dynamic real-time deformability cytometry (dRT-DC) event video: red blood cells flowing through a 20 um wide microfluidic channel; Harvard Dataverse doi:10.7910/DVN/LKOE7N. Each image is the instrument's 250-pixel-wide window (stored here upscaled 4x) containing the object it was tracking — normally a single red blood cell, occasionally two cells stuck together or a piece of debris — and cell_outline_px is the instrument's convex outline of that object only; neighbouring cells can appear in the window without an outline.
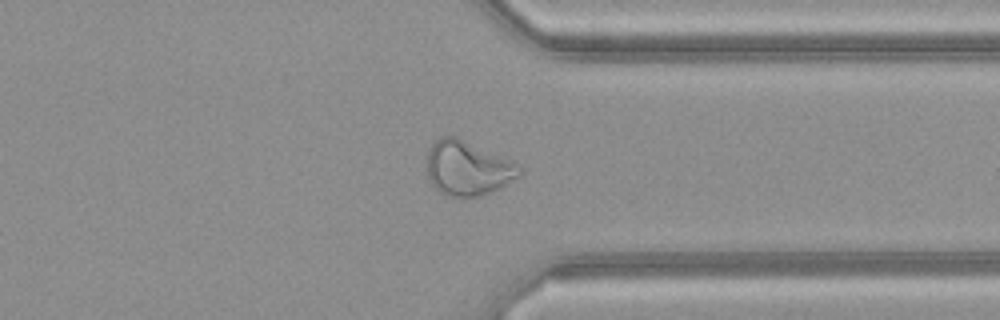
{"species": "common noctule bat (a hibernating species)", "species_latin": "Nyctalus noctula", "temperature_condition": "warm", "stored_images_in_passage": 42, "camera_frame_rate_fps": 3000, "um_per_image_px": 0.085, "animal": {"sex": "female", "body_mass_g": 21.9}, "frame": {"image": 1, "passage_image": 31, "time_ms": 10.0, "image_size_px": [1000, 320], "cell_outline_px": [[520, 176], [500, 188], [480, 196], [448, 196], [440, 192], [432, 184], [428, 176], [428, 152], [432, 144], [440, 136], [456, 136], [508, 160], [520, 168]], "centroid_in_image_um": [39.72, 14.3], "position_along_channel_um": 371.7, "area_um2": 28.73}}
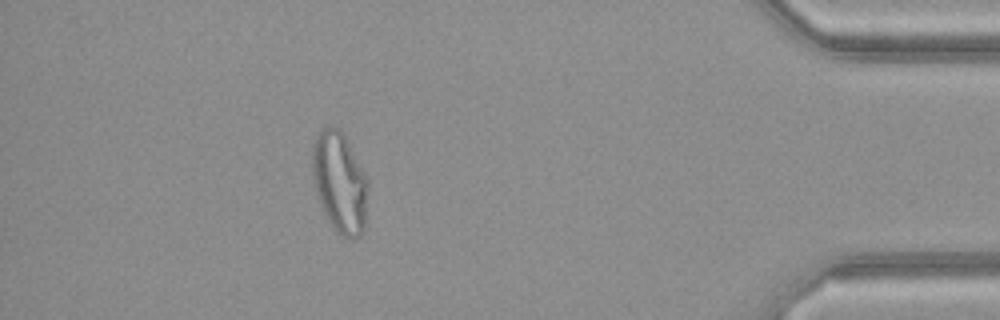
{"frame": {"image": 2, "passage_image": 37, "time_ms": 12.0, "image_size_px": [1000, 320], "cell_outline_px": [[368, 184], [364, 228], [360, 236], [352, 240], [336, 232], [332, 228], [320, 204], [316, 192], [312, 176], [312, 144], [316, 136], [324, 128], [340, 128], [344, 132], [368, 180]], "centroid_in_image_um": [28.87, 15.51], "position_along_channel_um": 406.3, "area_um2": 32.83}, "authors_computed_cell_mechanics": {"area_um2": 29.6803, "velocity_mm_per_s": 4.1872, "shape_relaxation_time_tau1_ms": null, "shape_relaxation_time_tau2_ms": 1.1342, "deformation_change_tau1": null, "deformation_change_tau2": 0.1017}}